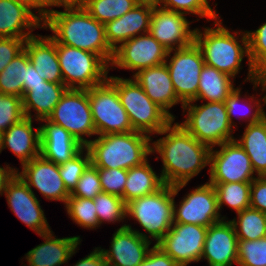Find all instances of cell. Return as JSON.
Segmentation results:
<instances>
[{"label": "cell", "instance_id": "1f68e13d", "mask_svg": "<svg viewBox=\"0 0 266 266\" xmlns=\"http://www.w3.org/2000/svg\"><path fill=\"white\" fill-rule=\"evenodd\" d=\"M29 62L28 54L23 50L4 68L0 73V92L23 97V82L26 80Z\"/></svg>", "mask_w": 266, "mask_h": 266}, {"label": "cell", "instance_id": "9f6ffc18", "mask_svg": "<svg viewBox=\"0 0 266 266\" xmlns=\"http://www.w3.org/2000/svg\"><path fill=\"white\" fill-rule=\"evenodd\" d=\"M138 4H147L153 7L160 6L161 0H136Z\"/></svg>", "mask_w": 266, "mask_h": 266}, {"label": "cell", "instance_id": "f1b7e54d", "mask_svg": "<svg viewBox=\"0 0 266 266\" xmlns=\"http://www.w3.org/2000/svg\"><path fill=\"white\" fill-rule=\"evenodd\" d=\"M68 88L63 83L44 81L42 84L28 86L22 97L25 117L31 118V109L36 111L35 120L47 119Z\"/></svg>", "mask_w": 266, "mask_h": 266}, {"label": "cell", "instance_id": "5bb4252c", "mask_svg": "<svg viewBox=\"0 0 266 266\" xmlns=\"http://www.w3.org/2000/svg\"><path fill=\"white\" fill-rule=\"evenodd\" d=\"M208 227L196 224L174 223L156 244L179 266L201 260Z\"/></svg>", "mask_w": 266, "mask_h": 266}, {"label": "cell", "instance_id": "7dc6e473", "mask_svg": "<svg viewBox=\"0 0 266 266\" xmlns=\"http://www.w3.org/2000/svg\"><path fill=\"white\" fill-rule=\"evenodd\" d=\"M138 266H179L169 255L159 246H154L149 250L144 261Z\"/></svg>", "mask_w": 266, "mask_h": 266}, {"label": "cell", "instance_id": "52a82bcc", "mask_svg": "<svg viewBox=\"0 0 266 266\" xmlns=\"http://www.w3.org/2000/svg\"><path fill=\"white\" fill-rule=\"evenodd\" d=\"M182 108L183 112L187 110L188 113L180 125L199 142L213 148L235 140L232 134L234 127L229 122L225 102H206L198 106L190 101L183 104Z\"/></svg>", "mask_w": 266, "mask_h": 266}, {"label": "cell", "instance_id": "7bdbcfd3", "mask_svg": "<svg viewBox=\"0 0 266 266\" xmlns=\"http://www.w3.org/2000/svg\"><path fill=\"white\" fill-rule=\"evenodd\" d=\"M101 192L103 190L98 175V168L90 163L81 175L77 186L70 193V196L94 199Z\"/></svg>", "mask_w": 266, "mask_h": 266}, {"label": "cell", "instance_id": "4316f807", "mask_svg": "<svg viewBox=\"0 0 266 266\" xmlns=\"http://www.w3.org/2000/svg\"><path fill=\"white\" fill-rule=\"evenodd\" d=\"M24 50L41 78L49 82L63 83L56 41L50 35H34L28 38L25 40Z\"/></svg>", "mask_w": 266, "mask_h": 266}, {"label": "cell", "instance_id": "4dcf8cb0", "mask_svg": "<svg viewBox=\"0 0 266 266\" xmlns=\"http://www.w3.org/2000/svg\"><path fill=\"white\" fill-rule=\"evenodd\" d=\"M232 77L214 67L204 65L200 72L197 98L208 102H225L235 90Z\"/></svg>", "mask_w": 266, "mask_h": 266}, {"label": "cell", "instance_id": "e575fe53", "mask_svg": "<svg viewBox=\"0 0 266 266\" xmlns=\"http://www.w3.org/2000/svg\"><path fill=\"white\" fill-rule=\"evenodd\" d=\"M136 0H87L82 6L97 21L106 24L133 9Z\"/></svg>", "mask_w": 266, "mask_h": 266}, {"label": "cell", "instance_id": "c3c4849f", "mask_svg": "<svg viewBox=\"0 0 266 266\" xmlns=\"http://www.w3.org/2000/svg\"><path fill=\"white\" fill-rule=\"evenodd\" d=\"M241 89L240 87L238 88H235V90L230 94V96L226 99L225 101V104H226V107H227V114H228V119H229V122L231 123V125L234 127L236 124H234L233 122V115H236V109L239 105V103H241L243 100L242 97H241ZM247 108V107H246ZM251 113V111H249ZM244 113V112H243ZM246 113V112H245ZM245 113L242 115L243 117L247 116L246 118L249 119L248 117V113ZM239 115V114H238ZM241 115V114H240Z\"/></svg>", "mask_w": 266, "mask_h": 266}, {"label": "cell", "instance_id": "b9f144b4", "mask_svg": "<svg viewBox=\"0 0 266 266\" xmlns=\"http://www.w3.org/2000/svg\"><path fill=\"white\" fill-rule=\"evenodd\" d=\"M24 117L22 98L0 92V132H5Z\"/></svg>", "mask_w": 266, "mask_h": 266}, {"label": "cell", "instance_id": "680465c9", "mask_svg": "<svg viewBox=\"0 0 266 266\" xmlns=\"http://www.w3.org/2000/svg\"><path fill=\"white\" fill-rule=\"evenodd\" d=\"M3 136H2V133L0 132V153L1 151L3 150Z\"/></svg>", "mask_w": 266, "mask_h": 266}, {"label": "cell", "instance_id": "603a6c76", "mask_svg": "<svg viewBox=\"0 0 266 266\" xmlns=\"http://www.w3.org/2000/svg\"><path fill=\"white\" fill-rule=\"evenodd\" d=\"M40 126L41 155L53 163L60 165L76 156L85 146L62 126L48 119Z\"/></svg>", "mask_w": 266, "mask_h": 266}, {"label": "cell", "instance_id": "9c48e42d", "mask_svg": "<svg viewBox=\"0 0 266 266\" xmlns=\"http://www.w3.org/2000/svg\"><path fill=\"white\" fill-rule=\"evenodd\" d=\"M96 135L134 131L129 116L122 106L117 89L106 80L87 89Z\"/></svg>", "mask_w": 266, "mask_h": 266}, {"label": "cell", "instance_id": "4fadbf2b", "mask_svg": "<svg viewBox=\"0 0 266 266\" xmlns=\"http://www.w3.org/2000/svg\"><path fill=\"white\" fill-rule=\"evenodd\" d=\"M171 50L168 51L161 45L150 33L138 35L127 40L114 50V56L110 64L111 68L134 70L136 72L161 65L171 56Z\"/></svg>", "mask_w": 266, "mask_h": 266}, {"label": "cell", "instance_id": "836d02e7", "mask_svg": "<svg viewBox=\"0 0 266 266\" xmlns=\"http://www.w3.org/2000/svg\"><path fill=\"white\" fill-rule=\"evenodd\" d=\"M237 218L230 220L238 240H257L266 236V214L252 208L237 213Z\"/></svg>", "mask_w": 266, "mask_h": 266}, {"label": "cell", "instance_id": "cb8c5ba5", "mask_svg": "<svg viewBox=\"0 0 266 266\" xmlns=\"http://www.w3.org/2000/svg\"><path fill=\"white\" fill-rule=\"evenodd\" d=\"M153 6L137 4L123 16L105 24L106 39L115 50L122 44L139 34L149 33ZM143 33H142V32Z\"/></svg>", "mask_w": 266, "mask_h": 266}, {"label": "cell", "instance_id": "ffe728a7", "mask_svg": "<svg viewBox=\"0 0 266 266\" xmlns=\"http://www.w3.org/2000/svg\"><path fill=\"white\" fill-rule=\"evenodd\" d=\"M253 104H245L249 109H255L239 140H236L245 150L257 176H266V112L261 105V100L254 101V96L248 99ZM255 104V105H254ZM256 106V107H255Z\"/></svg>", "mask_w": 266, "mask_h": 266}, {"label": "cell", "instance_id": "816d5d0a", "mask_svg": "<svg viewBox=\"0 0 266 266\" xmlns=\"http://www.w3.org/2000/svg\"><path fill=\"white\" fill-rule=\"evenodd\" d=\"M5 167H2V166L0 167V195L1 196L3 195V193H5L7 184L17 172V168L15 169L8 165H6Z\"/></svg>", "mask_w": 266, "mask_h": 266}, {"label": "cell", "instance_id": "f907efd6", "mask_svg": "<svg viewBox=\"0 0 266 266\" xmlns=\"http://www.w3.org/2000/svg\"><path fill=\"white\" fill-rule=\"evenodd\" d=\"M41 75L35 70L34 65L29 62L27 65L26 80L23 82V96L28 92V86H34L42 84L46 81L45 78H41Z\"/></svg>", "mask_w": 266, "mask_h": 266}, {"label": "cell", "instance_id": "8992f818", "mask_svg": "<svg viewBox=\"0 0 266 266\" xmlns=\"http://www.w3.org/2000/svg\"><path fill=\"white\" fill-rule=\"evenodd\" d=\"M187 183L169 186L165 184L155 193L126 203V216L135 219L155 239L157 244L173 224L174 197Z\"/></svg>", "mask_w": 266, "mask_h": 266}, {"label": "cell", "instance_id": "d6a6232c", "mask_svg": "<svg viewBox=\"0 0 266 266\" xmlns=\"http://www.w3.org/2000/svg\"><path fill=\"white\" fill-rule=\"evenodd\" d=\"M214 186L219 211L226 204L236 211L241 212L250 208L251 182L210 183Z\"/></svg>", "mask_w": 266, "mask_h": 266}, {"label": "cell", "instance_id": "7a4b0ae2", "mask_svg": "<svg viewBox=\"0 0 266 266\" xmlns=\"http://www.w3.org/2000/svg\"><path fill=\"white\" fill-rule=\"evenodd\" d=\"M64 11L49 9L43 28L50 29L57 43L99 55L109 66L114 50L106 39L105 24L94 19L83 6H63Z\"/></svg>", "mask_w": 266, "mask_h": 266}, {"label": "cell", "instance_id": "7402d4cb", "mask_svg": "<svg viewBox=\"0 0 266 266\" xmlns=\"http://www.w3.org/2000/svg\"><path fill=\"white\" fill-rule=\"evenodd\" d=\"M133 78L146 95L175 120L169 109L181 101L176 96L167 65L163 63L142 69L134 73Z\"/></svg>", "mask_w": 266, "mask_h": 266}, {"label": "cell", "instance_id": "bcb514c9", "mask_svg": "<svg viewBox=\"0 0 266 266\" xmlns=\"http://www.w3.org/2000/svg\"><path fill=\"white\" fill-rule=\"evenodd\" d=\"M250 208L266 214V176H257L251 182Z\"/></svg>", "mask_w": 266, "mask_h": 266}, {"label": "cell", "instance_id": "d590c367", "mask_svg": "<svg viewBox=\"0 0 266 266\" xmlns=\"http://www.w3.org/2000/svg\"><path fill=\"white\" fill-rule=\"evenodd\" d=\"M248 37V77L246 80L254 82L256 75L266 71V23L254 32L246 31Z\"/></svg>", "mask_w": 266, "mask_h": 266}, {"label": "cell", "instance_id": "ab89813d", "mask_svg": "<svg viewBox=\"0 0 266 266\" xmlns=\"http://www.w3.org/2000/svg\"><path fill=\"white\" fill-rule=\"evenodd\" d=\"M84 151L86 154L83 155ZM84 156V157H83ZM91 163V156L86 147H84L76 156L58 165L59 173L66 189L71 193L77 186V183L84 170Z\"/></svg>", "mask_w": 266, "mask_h": 266}, {"label": "cell", "instance_id": "db71d44e", "mask_svg": "<svg viewBox=\"0 0 266 266\" xmlns=\"http://www.w3.org/2000/svg\"><path fill=\"white\" fill-rule=\"evenodd\" d=\"M253 85H254V89H256L257 86L260 85L262 88L261 91L266 92V71H263L256 75V79L253 82ZM263 101H264V104L262 105H266V94L263 96Z\"/></svg>", "mask_w": 266, "mask_h": 266}, {"label": "cell", "instance_id": "60d3db41", "mask_svg": "<svg viewBox=\"0 0 266 266\" xmlns=\"http://www.w3.org/2000/svg\"><path fill=\"white\" fill-rule=\"evenodd\" d=\"M159 7L183 14H194L202 18L206 17L208 21L210 19H218L216 10L215 12L213 11L208 0H161Z\"/></svg>", "mask_w": 266, "mask_h": 266}, {"label": "cell", "instance_id": "8d00e7d4", "mask_svg": "<svg viewBox=\"0 0 266 266\" xmlns=\"http://www.w3.org/2000/svg\"><path fill=\"white\" fill-rule=\"evenodd\" d=\"M93 200L100 226L105 221L118 223L126 218V203L120 196L101 192Z\"/></svg>", "mask_w": 266, "mask_h": 266}, {"label": "cell", "instance_id": "f546056e", "mask_svg": "<svg viewBox=\"0 0 266 266\" xmlns=\"http://www.w3.org/2000/svg\"><path fill=\"white\" fill-rule=\"evenodd\" d=\"M165 185L161 176L156 175L148 160L143 164L127 170V180L123 200H131L155 193Z\"/></svg>", "mask_w": 266, "mask_h": 266}, {"label": "cell", "instance_id": "ac0fdd59", "mask_svg": "<svg viewBox=\"0 0 266 266\" xmlns=\"http://www.w3.org/2000/svg\"><path fill=\"white\" fill-rule=\"evenodd\" d=\"M27 186L35 187L48 200L62 201L66 205L70 192L66 189L58 165L41 154L22 165L16 172Z\"/></svg>", "mask_w": 266, "mask_h": 266}, {"label": "cell", "instance_id": "7c38bea8", "mask_svg": "<svg viewBox=\"0 0 266 266\" xmlns=\"http://www.w3.org/2000/svg\"><path fill=\"white\" fill-rule=\"evenodd\" d=\"M210 150L209 183L252 182L256 177L249 156L235 140Z\"/></svg>", "mask_w": 266, "mask_h": 266}, {"label": "cell", "instance_id": "9a60e30c", "mask_svg": "<svg viewBox=\"0 0 266 266\" xmlns=\"http://www.w3.org/2000/svg\"><path fill=\"white\" fill-rule=\"evenodd\" d=\"M173 204V222L196 224L209 227L225 220L220 218L217 195L214 186L209 182L199 185L188 193L180 202L179 208Z\"/></svg>", "mask_w": 266, "mask_h": 266}, {"label": "cell", "instance_id": "484cf974", "mask_svg": "<svg viewBox=\"0 0 266 266\" xmlns=\"http://www.w3.org/2000/svg\"><path fill=\"white\" fill-rule=\"evenodd\" d=\"M52 232L40 235L45 242L25 254L29 266H60L76 253L80 236L56 238Z\"/></svg>", "mask_w": 266, "mask_h": 266}, {"label": "cell", "instance_id": "30bf717a", "mask_svg": "<svg viewBox=\"0 0 266 266\" xmlns=\"http://www.w3.org/2000/svg\"><path fill=\"white\" fill-rule=\"evenodd\" d=\"M47 119L62 126L84 146L89 143L84 137L96 134L87 89H67Z\"/></svg>", "mask_w": 266, "mask_h": 266}, {"label": "cell", "instance_id": "f35d334b", "mask_svg": "<svg viewBox=\"0 0 266 266\" xmlns=\"http://www.w3.org/2000/svg\"><path fill=\"white\" fill-rule=\"evenodd\" d=\"M237 265L266 266V236L257 240H238Z\"/></svg>", "mask_w": 266, "mask_h": 266}, {"label": "cell", "instance_id": "681fc988", "mask_svg": "<svg viewBox=\"0 0 266 266\" xmlns=\"http://www.w3.org/2000/svg\"><path fill=\"white\" fill-rule=\"evenodd\" d=\"M106 263L101 247H97L88 256L77 261L73 266H103Z\"/></svg>", "mask_w": 266, "mask_h": 266}, {"label": "cell", "instance_id": "d4e9b609", "mask_svg": "<svg viewBox=\"0 0 266 266\" xmlns=\"http://www.w3.org/2000/svg\"><path fill=\"white\" fill-rule=\"evenodd\" d=\"M35 28H43V20L23 3L0 0V37L27 40ZM28 29L29 31L24 32ZM31 30V31H30Z\"/></svg>", "mask_w": 266, "mask_h": 266}, {"label": "cell", "instance_id": "e0dca14e", "mask_svg": "<svg viewBox=\"0 0 266 266\" xmlns=\"http://www.w3.org/2000/svg\"><path fill=\"white\" fill-rule=\"evenodd\" d=\"M10 210L38 235L51 231L40 203L27 184L16 173L4 193Z\"/></svg>", "mask_w": 266, "mask_h": 266}, {"label": "cell", "instance_id": "83f0119b", "mask_svg": "<svg viewBox=\"0 0 266 266\" xmlns=\"http://www.w3.org/2000/svg\"><path fill=\"white\" fill-rule=\"evenodd\" d=\"M32 120L24 117L2 133L3 148L13 152L21 165L30 162L41 153L40 127L34 132Z\"/></svg>", "mask_w": 266, "mask_h": 266}, {"label": "cell", "instance_id": "ee69618b", "mask_svg": "<svg viewBox=\"0 0 266 266\" xmlns=\"http://www.w3.org/2000/svg\"><path fill=\"white\" fill-rule=\"evenodd\" d=\"M103 192L120 196L123 199L127 180V170L119 168H98Z\"/></svg>", "mask_w": 266, "mask_h": 266}, {"label": "cell", "instance_id": "6f0895ef", "mask_svg": "<svg viewBox=\"0 0 266 266\" xmlns=\"http://www.w3.org/2000/svg\"><path fill=\"white\" fill-rule=\"evenodd\" d=\"M50 7H60V0H44Z\"/></svg>", "mask_w": 266, "mask_h": 266}, {"label": "cell", "instance_id": "ba28073f", "mask_svg": "<svg viewBox=\"0 0 266 266\" xmlns=\"http://www.w3.org/2000/svg\"><path fill=\"white\" fill-rule=\"evenodd\" d=\"M56 51L68 89H90L108 79L109 65L99 55L57 42Z\"/></svg>", "mask_w": 266, "mask_h": 266}, {"label": "cell", "instance_id": "f5cc1de1", "mask_svg": "<svg viewBox=\"0 0 266 266\" xmlns=\"http://www.w3.org/2000/svg\"><path fill=\"white\" fill-rule=\"evenodd\" d=\"M20 3L25 4L31 9H37L39 17L44 20L47 12L49 9H46V7H50L44 0H14Z\"/></svg>", "mask_w": 266, "mask_h": 266}, {"label": "cell", "instance_id": "11a10c76", "mask_svg": "<svg viewBox=\"0 0 266 266\" xmlns=\"http://www.w3.org/2000/svg\"><path fill=\"white\" fill-rule=\"evenodd\" d=\"M87 0H60L61 6H82Z\"/></svg>", "mask_w": 266, "mask_h": 266}, {"label": "cell", "instance_id": "277c9868", "mask_svg": "<svg viewBox=\"0 0 266 266\" xmlns=\"http://www.w3.org/2000/svg\"><path fill=\"white\" fill-rule=\"evenodd\" d=\"M214 24L216 28L206 27L201 32L196 28L194 42L200 48L205 65L214 67L232 77L236 76L240 69L244 56L249 58L248 54V37L246 31L241 33L230 31L222 26V22L218 19ZM237 34H241V40L237 38ZM241 42V44H239Z\"/></svg>", "mask_w": 266, "mask_h": 266}, {"label": "cell", "instance_id": "8fae6325", "mask_svg": "<svg viewBox=\"0 0 266 266\" xmlns=\"http://www.w3.org/2000/svg\"><path fill=\"white\" fill-rule=\"evenodd\" d=\"M174 51L169 63L165 64L170 74L177 98L181 105L197 98L200 72L205 65L202 52L194 42L191 45L171 50Z\"/></svg>", "mask_w": 266, "mask_h": 266}, {"label": "cell", "instance_id": "5b68a950", "mask_svg": "<svg viewBox=\"0 0 266 266\" xmlns=\"http://www.w3.org/2000/svg\"><path fill=\"white\" fill-rule=\"evenodd\" d=\"M116 89L134 131L145 134L160 133L173 119L144 92L131 78L109 76L107 79Z\"/></svg>", "mask_w": 266, "mask_h": 266}, {"label": "cell", "instance_id": "2e32d148", "mask_svg": "<svg viewBox=\"0 0 266 266\" xmlns=\"http://www.w3.org/2000/svg\"><path fill=\"white\" fill-rule=\"evenodd\" d=\"M189 25L185 14L157 6L153 7L149 33L168 51L180 49L194 43L196 28L191 30Z\"/></svg>", "mask_w": 266, "mask_h": 266}, {"label": "cell", "instance_id": "44dd1931", "mask_svg": "<svg viewBox=\"0 0 266 266\" xmlns=\"http://www.w3.org/2000/svg\"><path fill=\"white\" fill-rule=\"evenodd\" d=\"M238 237L230 221H220L208 227L201 259L209 266L237 264Z\"/></svg>", "mask_w": 266, "mask_h": 266}, {"label": "cell", "instance_id": "3957f363", "mask_svg": "<svg viewBox=\"0 0 266 266\" xmlns=\"http://www.w3.org/2000/svg\"><path fill=\"white\" fill-rule=\"evenodd\" d=\"M152 140L145 133L132 131L98 136L89 140L85 147L95 167L129 170L148 160V155L152 154Z\"/></svg>", "mask_w": 266, "mask_h": 266}, {"label": "cell", "instance_id": "6da1fadb", "mask_svg": "<svg viewBox=\"0 0 266 266\" xmlns=\"http://www.w3.org/2000/svg\"><path fill=\"white\" fill-rule=\"evenodd\" d=\"M171 121L158 135L165 137L154 141L152 153L160 154L163 169L160 173L165 184L175 186L188 183L210 164L211 148L199 142L179 123Z\"/></svg>", "mask_w": 266, "mask_h": 266}, {"label": "cell", "instance_id": "74e56055", "mask_svg": "<svg viewBox=\"0 0 266 266\" xmlns=\"http://www.w3.org/2000/svg\"><path fill=\"white\" fill-rule=\"evenodd\" d=\"M65 208L67 214L80 227L96 229L100 227L93 199L69 197Z\"/></svg>", "mask_w": 266, "mask_h": 266}, {"label": "cell", "instance_id": "d6986e66", "mask_svg": "<svg viewBox=\"0 0 266 266\" xmlns=\"http://www.w3.org/2000/svg\"><path fill=\"white\" fill-rule=\"evenodd\" d=\"M151 242L148 235L124 224L113 234L109 250L101 251L110 266H138L151 249Z\"/></svg>", "mask_w": 266, "mask_h": 266}, {"label": "cell", "instance_id": "f6af8a7d", "mask_svg": "<svg viewBox=\"0 0 266 266\" xmlns=\"http://www.w3.org/2000/svg\"><path fill=\"white\" fill-rule=\"evenodd\" d=\"M25 40L21 38L0 37V73L24 50Z\"/></svg>", "mask_w": 266, "mask_h": 266}]
</instances>
